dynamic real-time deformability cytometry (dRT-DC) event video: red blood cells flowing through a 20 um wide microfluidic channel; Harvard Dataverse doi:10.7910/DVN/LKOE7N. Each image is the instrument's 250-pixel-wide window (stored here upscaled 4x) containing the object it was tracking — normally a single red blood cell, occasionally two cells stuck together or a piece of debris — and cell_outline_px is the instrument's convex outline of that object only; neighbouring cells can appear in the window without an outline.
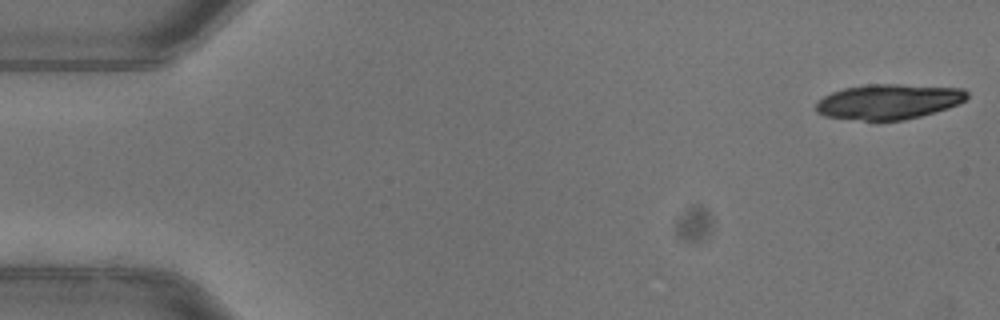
{"species": "common noctule bat (a hibernating species)", "species_latin": "Nyctalus noctula", "temperature_condition": "warm", "stored_images_in_passage": 17, "camera_frame_rate_fps": 3000, "um_per_image_px": 0.085, "animal": {"sex": "female"}, "frame": {"image": 1, "passage_image": 1, "time_ms": 0.0, "image_size_px": [1000, 320], "cell_outline_px": [[968, 96], [964, 100], [948, 108], [920, 116], [904, 120], [864, 120], [824, 116], [816, 112], [816, 100], [832, 92], [844, 88], [868, 84], [896, 84], [964, 88], [968, 92]], "centroid_in_image_um": [75.52, 8.63], "position_along_channel_um": 9.5, "area_um2": 30.87}}